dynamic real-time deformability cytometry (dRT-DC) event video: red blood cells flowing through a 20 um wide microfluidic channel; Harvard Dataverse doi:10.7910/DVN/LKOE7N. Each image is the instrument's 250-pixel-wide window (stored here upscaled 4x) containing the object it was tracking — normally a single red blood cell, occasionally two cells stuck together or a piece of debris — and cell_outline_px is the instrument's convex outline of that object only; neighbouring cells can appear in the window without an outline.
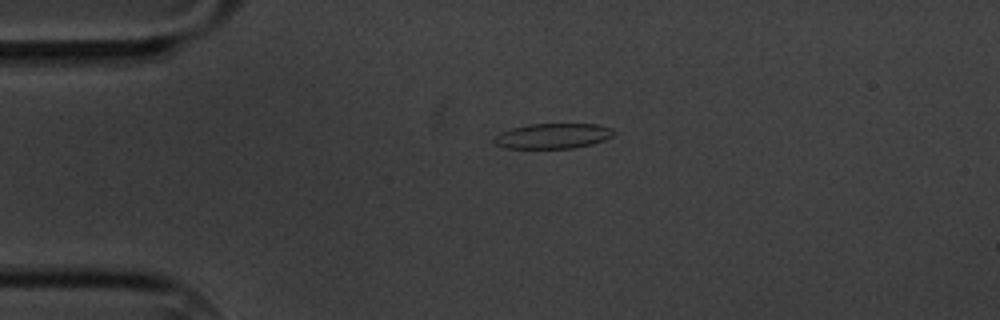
{"species": "common noctule bat (a hibernating species)", "species_latin": "Nyctalus noctula", "temperature_condition": "cold", "stored_images_in_passage": 2, "camera_frame_rate_fps": 3000, "um_per_image_px": 0.085, "animal": {"sex": "male", "body_mass_g": 20.1, "forearm_length_mm": 53.5}, "frame": {"image": 1, "passage_image": 1, "time_ms": 0.0, "image_size_px": [1000, 320], "cell_outline_px": [[616, 132], [612, 136], [604, 140], [592, 144], [572, 148], [504, 148], [496, 144], [492, 140], [500, 132], [512, 128], [528, 124], [600, 124], [612, 128]], "centroid_in_image_um": [47.01, 11.55], "position_along_channel_um": 38.0, "area_um2": 17.63}}